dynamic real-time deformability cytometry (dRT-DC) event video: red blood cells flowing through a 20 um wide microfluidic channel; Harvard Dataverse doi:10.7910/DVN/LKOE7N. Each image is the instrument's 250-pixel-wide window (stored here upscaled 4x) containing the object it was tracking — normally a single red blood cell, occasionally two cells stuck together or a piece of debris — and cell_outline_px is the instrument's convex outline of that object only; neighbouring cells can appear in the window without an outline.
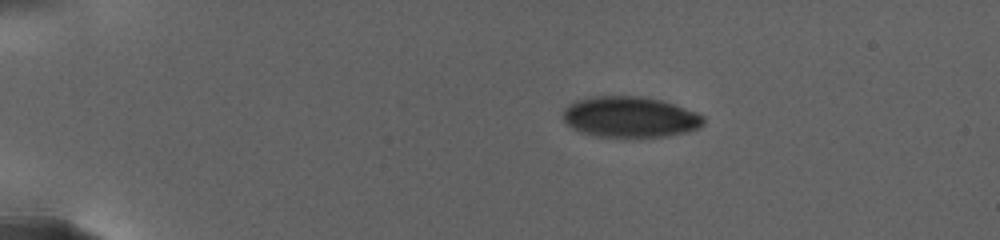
{"species": "human", "species_latin": "Homo sapiens", "temperature_condition": "warm", "stored_images_in_passage": 30, "camera_frame_rate_fps": 3000, "um_per_image_px": 0.085, "donor": {"sex": "female"}, "frame": {"image": 1, "passage_image": 1, "time_ms": 0.0, "image_size_px": [1000, 240], "cell_outline_px": [[704, 124], [688, 132], [664, 136], [596, 136], [580, 132], [572, 128], [564, 120], [564, 108], [576, 100], [592, 96], [640, 96], [660, 100], [696, 112], [704, 116]], "centroid_in_image_um": [53.54, 9.93], "position_along_channel_um": 31.5, "area_um2": 33.06}}
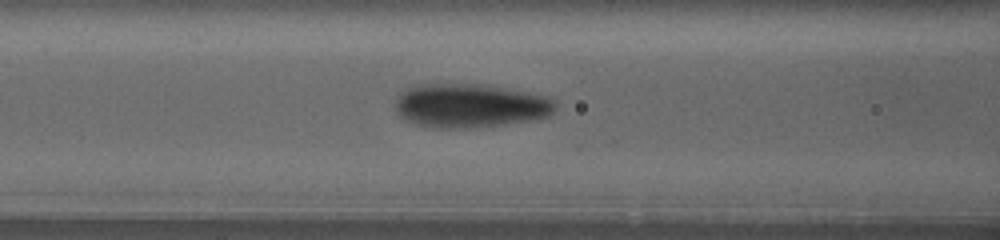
{"frame": {"image": 2, "passage_image": 20, "time_ms": 7.0, "image_size_px": [1000, 240], "cell_outline_px": [[556, 108], [548, 116], [528, 120], [504, 124], [452, 128], [432, 128], [416, 124], [404, 120], [400, 116], [396, 108], [396, 100], [408, 88], [420, 84], [488, 84], [528, 92], [544, 96], [556, 100]], "centroid_in_image_um": [39.97, 8.97], "position_along_channel_um": 126.6, "area_um2": 40.63}}
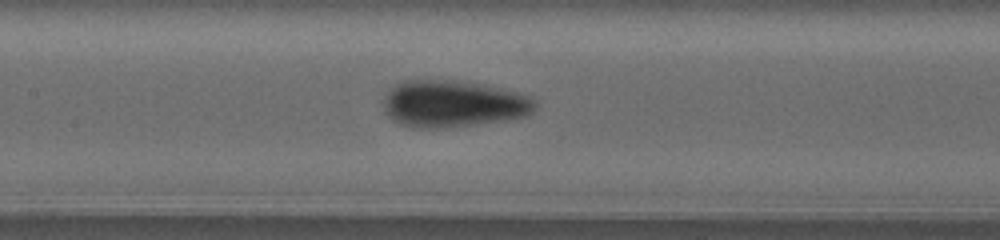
{"frame": {"image": 3, "passage_image": 24, "time_ms": 8.667, "image_size_px": [1000, 240], "cell_outline_px": [[536, 108], [532, 112], [524, 116], [504, 120], [444, 128], [412, 128], [400, 124], [392, 120], [388, 116], [384, 108], [384, 104], [388, 92], [396, 84], [404, 80], [456, 80], [484, 84], [532, 96], [536, 100]], "centroid_in_image_um": [38.53, 8.82], "position_along_channel_um": 168.9, "area_um2": 41.44}}